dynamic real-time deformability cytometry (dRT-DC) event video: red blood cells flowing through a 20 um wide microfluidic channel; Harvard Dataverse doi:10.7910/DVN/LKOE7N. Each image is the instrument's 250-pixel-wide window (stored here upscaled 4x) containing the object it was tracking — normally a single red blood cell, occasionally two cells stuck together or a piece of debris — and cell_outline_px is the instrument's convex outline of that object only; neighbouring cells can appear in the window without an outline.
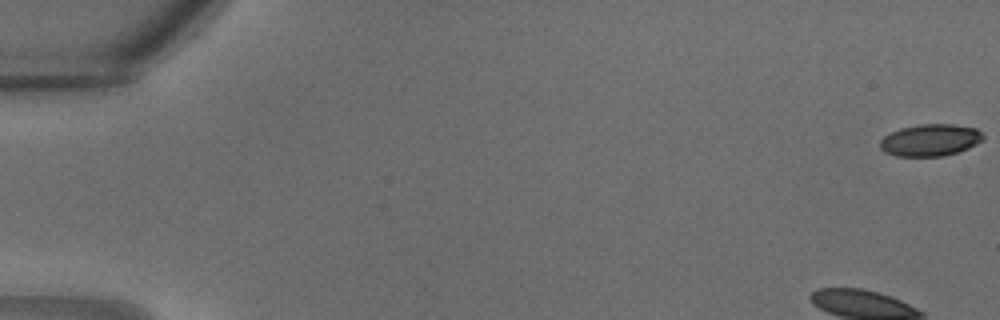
{"species": "common noctule bat (a hibernating species)", "species_latin": "Nyctalus noctula", "temperature_condition": "warm", "stored_images_in_passage": 33, "camera_frame_rate_fps": 3000, "um_per_image_px": 0.085, "animal": {"sex": "male", "body_mass_g": 18.8}, "frame": {"image": 1, "passage_image": 1, "time_ms": 0.0, "image_size_px": [1000, 320], "cell_outline_px": [[984, 140], [968, 148], [944, 156], [896, 156], [884, 152], [880, 148], [880, 140], [884, 136], [900, 128], [920, 124], [952, 124], [976, 128], [984, 136]], "centroid_in_image_um": [79.07, 11.91], "position_along_channel_um": 5.9, "area_um2": 19.19}}
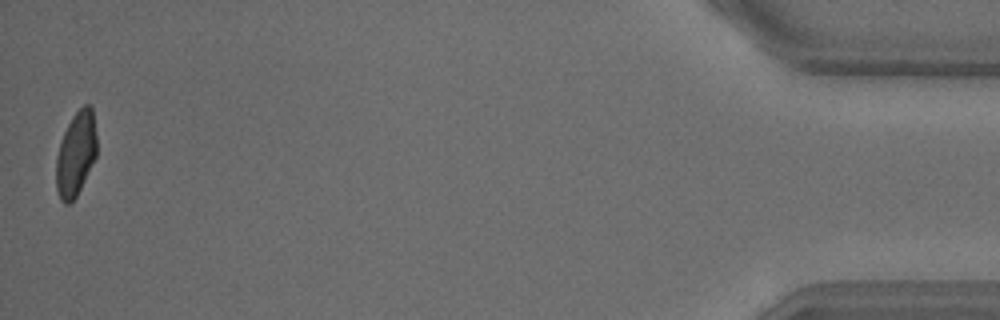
{"frame": {"image": 2, "passage_image": 33, "time_ms": 10.667, "image_size_px": [1000, 320], "cell_outline_px": [[96, 156], [76, 196], [68, 204], [64, 204], [60, 200], [56, 188], [56, 156], [64, 132], [72, 116], [84, 104], [88, 104], [92, 108], [96, 136]], "centroid_in_image_um": [6.43, 13.08], "position_along_channel_um": 428.8, "area_um2": 19.71}}